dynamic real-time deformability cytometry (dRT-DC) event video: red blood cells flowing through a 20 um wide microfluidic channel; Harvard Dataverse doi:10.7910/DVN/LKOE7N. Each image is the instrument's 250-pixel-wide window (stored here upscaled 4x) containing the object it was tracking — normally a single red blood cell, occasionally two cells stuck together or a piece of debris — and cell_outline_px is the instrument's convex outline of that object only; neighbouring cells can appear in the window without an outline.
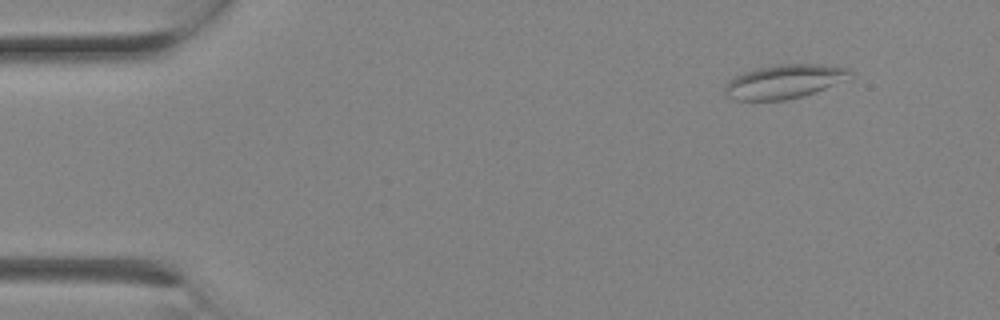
{"species": "Egyptian fruit bat (a non-hibernating species)", "species_latin": "Rousettus aegyptiacus", "temperature_condition": "room temperature", "stored_images_in_passage": 3, "camera_frame_rate_fps": 3000, "um_per_image_px": 0.085, "animal": {"sex": "female"}, "frame": {"image": 1, "passage_image": 3, "time_ms": 0.667, "image_size_px": [1000, 320], "cell_outline_px": [[852, 76], [848, 80], [804, 96], [784, 100], [736, 100], [724, 96], [724, 84], [728, 80], [744, 72], [756, 68], [780, 64], [820, 64], [848, 68], [852, 72]], "centroid_in_image_um": [66.67, 6.93], "position_along_channel_um": 18.3, "area_um2": 25.03}}